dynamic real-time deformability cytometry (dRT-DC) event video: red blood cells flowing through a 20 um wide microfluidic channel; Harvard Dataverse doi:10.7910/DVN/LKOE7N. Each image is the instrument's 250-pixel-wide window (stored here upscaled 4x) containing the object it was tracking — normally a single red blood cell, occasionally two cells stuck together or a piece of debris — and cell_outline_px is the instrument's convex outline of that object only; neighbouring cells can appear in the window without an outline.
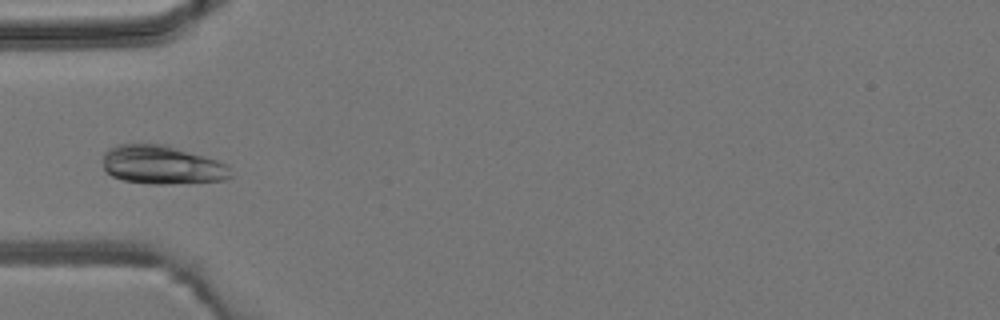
{"species": "common noctule bat (a hibernating species)", "species_latin": "Nyctalus noctula", "temperature_condition": "room temperature", "stored_images_in_passage": 5, "camera_frame_rate_fps": 3000, "um_per_image_px": 0.085, "animal": {"sex": "male", "body_mass_g": 19.2, "forearm_length_mm": 51.8}, "frame": {"image": 1, "passage_image": 4, "time_ms": 4.0, "image_size_px": [1000, 320], "cell_outline_px": [[232, 176], [224, 180], [172, 184], [148, 184], [124, 180], [112, 176], [104, 168], [100, 156], [108, 148], [116, 144], [168, 144], [228, 164]], "centroid_in_image_um": [13.74, 14.0], "position_along_channel_um": 71.3, "area_um2": 29.19}}
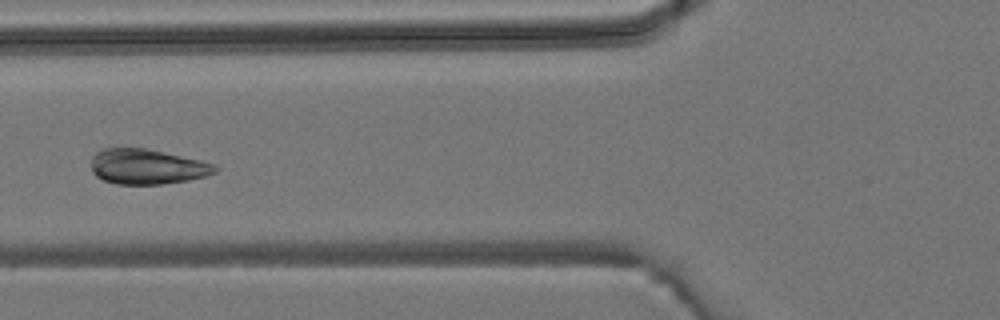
{"frame": {"image": 2, "passage_image": 5, "time_ms": 5.0, "image_size_px": [1000, 320], "cell_outline_px": [[220, 168], [216, 172], [204, 176], [188, 180], [160, 184], [116, 184], [104, 180], [96, 176], [92, 172], [92, 156], [96, 152], [104, 148], [144, 148], [200, 160], [216, 164]], "centroid_in_image_um": [12.5, 14.17], "position_along_channel_um": 113.3, "area_um2": 25.26}}